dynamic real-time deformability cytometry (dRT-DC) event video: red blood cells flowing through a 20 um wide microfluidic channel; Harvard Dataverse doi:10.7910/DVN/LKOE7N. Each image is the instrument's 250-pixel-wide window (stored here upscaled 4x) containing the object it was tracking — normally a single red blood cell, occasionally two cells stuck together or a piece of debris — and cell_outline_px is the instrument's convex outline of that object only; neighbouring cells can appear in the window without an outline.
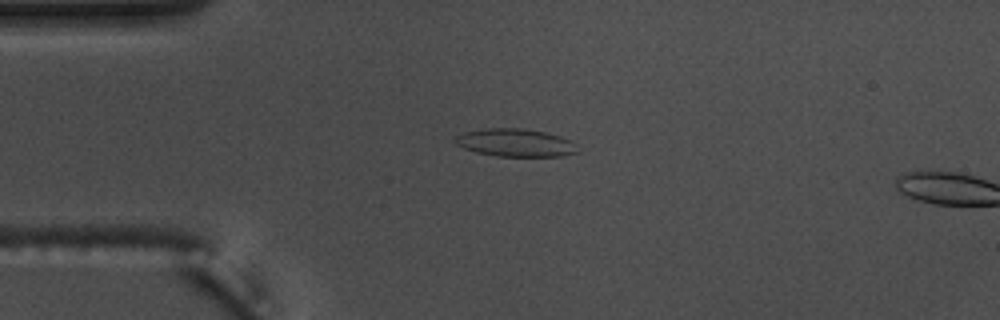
{"species": "common noctule bat (a hibernating species)", "species_latin": "Nyctalus noctula", "temperature_condition": "warm", "stored_images_in_passage": 4, "camera_frame_rate_fps": 3000, "um_per_image_px": 0.085, "animal": {"sex": "male", "body_mass_g": 17.5, "forearm_length_mm": 52.3}, "frame": {"image": 1, "passage_image": 1, "time_ms": 0.0, "image_size_px": [1000, 320], "cell_outline_px": [[580, 152], [560, 156], [496, 156], [476, 152], [464, 148], [456, 144], [452, 140], [456, 136], [464, 132], [488, 128], [520, 128], [544, 132], [560, 136], [568, 140]], "centroid_in_image_um": [43.76, 12.13], "position_along_channel_um": 41.2, "area_um2": 19.65}}